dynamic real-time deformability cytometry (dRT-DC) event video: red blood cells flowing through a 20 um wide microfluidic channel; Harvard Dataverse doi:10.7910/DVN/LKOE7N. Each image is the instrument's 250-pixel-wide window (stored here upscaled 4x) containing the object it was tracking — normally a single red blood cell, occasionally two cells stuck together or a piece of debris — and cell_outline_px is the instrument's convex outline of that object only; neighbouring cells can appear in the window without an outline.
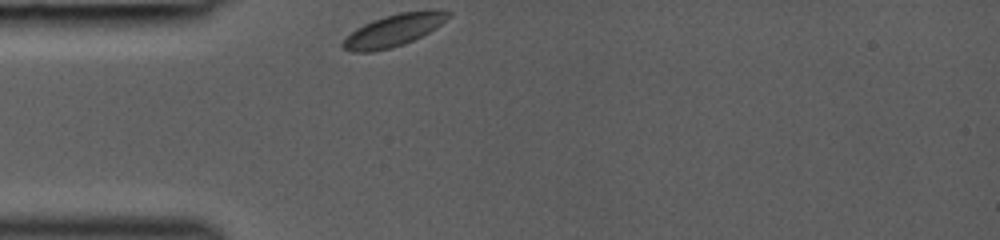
{"species": "common noctule bat (a hibernating species)", "species_latin": "Nyctalus noctula", "temperature_condition": "room temperature", "stored_images_in_passage": 27, "camera_frame_rate_fps": 3000, "um_per_image_px": 0.085, "animal": {"sex": "female", "body_mass_g": 19.0, "forearm_length_mm": 53.3}, "frame": {"image": 1, "passage_image": 1, "time_ms": 0.0, "image_size_px": [1000, 240], "cell_outline_px": [[452, 12], [440, 24], [428, 32], [412, 40], [392, 48], [372, 52], [352, 52], [344, 48], [340, 44], [356, 28], [372, 20], [384, 16], [400, 12]], "centroid_in_image_um": [33.34, 2.62], "position_along_channel_um": 51.7, "area_um2": 18.84}}
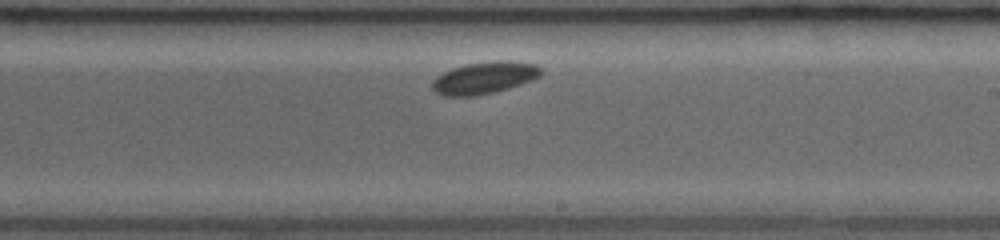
{"frame": {"image": 2, "passage_image": 16, "time_ms": 5.0, "image_size_px": [1000, 240], "cell_outline_px": [[544, 72], [540, 76], [532, 80], [508, 88], [476, 96], [444, 96], [436, 92], [432, 88], [432, 80], [436, 76], [452, 68], [464, 64], [496, 60], [512, 60], [536, 64], [544, 68]], "centroid_in_image_um": [41.2, 6.59], "position_along_channel_um": 247.8, "area_um2": 20.58}}
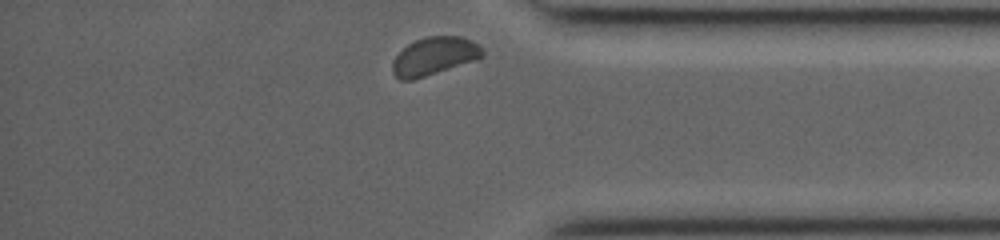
{"frame": {"image": 3, "passage_image": 27, "time_ms": 8.667, "image_size_px": [1000, 240], "cell_outline_px": [[484, 56], [480, 60], [412, 80], [400, 80], [392, 72], [392, 64], [396, 56], [408, 44], [424, 36], [460, 36], [480, 44], [484, 52]], "centroid_in_image_um": [36.97, 4.78], "position_along_channel_um": 398.2, "area_um2": 20.17}}